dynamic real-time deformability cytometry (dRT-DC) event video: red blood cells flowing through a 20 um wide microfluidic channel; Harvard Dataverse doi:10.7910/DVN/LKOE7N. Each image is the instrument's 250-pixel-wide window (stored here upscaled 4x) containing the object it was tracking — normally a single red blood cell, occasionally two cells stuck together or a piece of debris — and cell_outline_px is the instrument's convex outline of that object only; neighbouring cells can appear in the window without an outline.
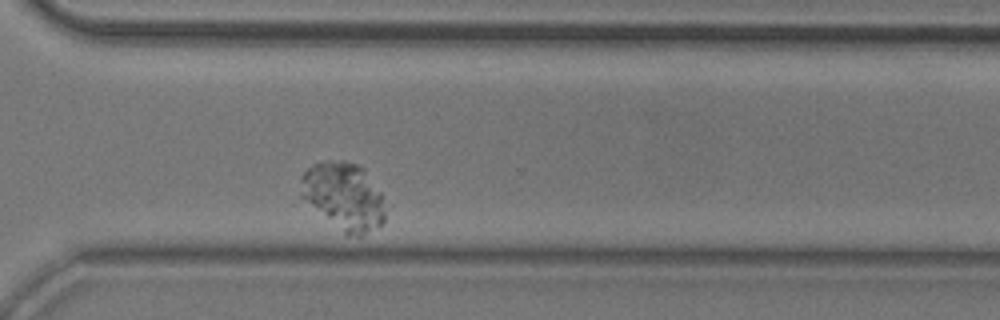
{"species": "common noctule bat (a hibernating species)", "species_latin": "Nyctalus noctula", "temperature_condition": "room temperature", "stored_images_in_passage": 36, "camera_frame_rate_fps": 3000, "um_per_image_px": 0.085, "animal": {"sex": "male", "body_mass_g": 20.5, "forearm_length_mm": 52.5}, "frame": {"image": 1, "passage_image": 30, "time_ms": 9.667, "image_size_px": [1000, 320], "cell_outline_px": [[384, 220], [380, 224], [360, 236], [348, 236], [300, 196], [300, 176], [312, 164], [328, 160], [344, 160], [356, 164], [364, 168], [380, 192], [384, 212]], "centroid_in_image_um": [29.19, 16.63], "position_along_channel_um": 341.4, "area_um2": 32.77}}
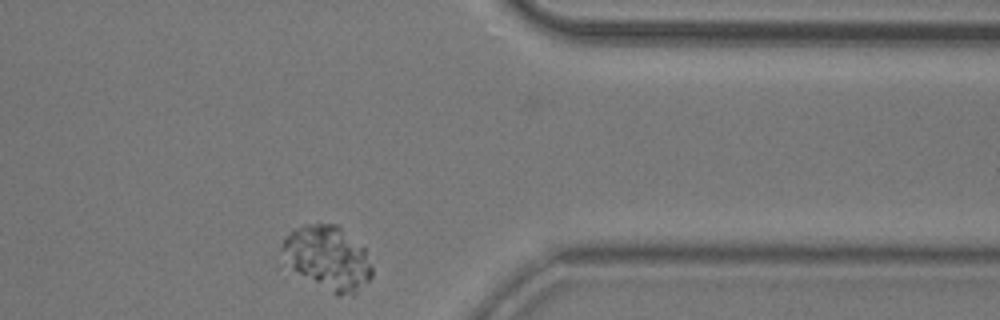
{"frame": {"image": 2, "passage_image": 35, "time_ms": 11.333, "image_size_px": [1000, 320], "cell_outline_px": [[372, 276], [352, 296], [336, 296], [292, 268], [280, 248], [284, 236], [296, 228], [304, 224], [336, 224], [364, 248], [372, 268]], "centroid_in_image_um": [27.87, 21.92], "position_along_channel_um": 383.5, "area_um2": 32.95}}